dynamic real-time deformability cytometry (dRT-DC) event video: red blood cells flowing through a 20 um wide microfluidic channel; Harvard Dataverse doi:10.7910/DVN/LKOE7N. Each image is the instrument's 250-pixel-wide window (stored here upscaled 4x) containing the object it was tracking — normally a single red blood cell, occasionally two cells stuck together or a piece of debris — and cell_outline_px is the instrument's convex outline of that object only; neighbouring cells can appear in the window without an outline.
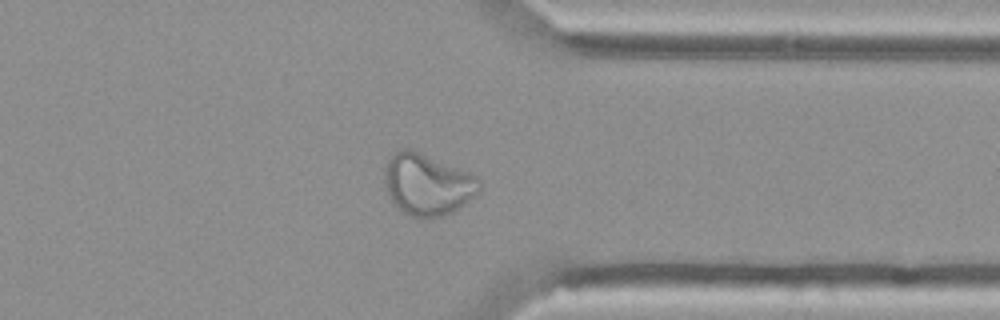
{"species": "Egyptian fruit bat (a non-hibernating species)", "species_latin": "Rousettus aegyptiacus", "temperature_condition": "cold", "stored_images_in_passage": 42, "camera_frame_rate_fps": 3000, "um_per_image_px": 0.085, "animal": {"sex": "female"}, "frame": {"image": 1, "passage_image": 30, "time_ms": 9.667, "image_size_px": [1000, 320], "cell_outline_px": [[480, 192], [464, 204], [452, 212], [444, 216], [412, 216], [404, 212], [392, 200], [384, 184], [384, 168], [388, 160], [400, 148], [408, 148], [468, 172], [480, 180]], "centroid_in_image_um": [36.33, 15.67], "position_along_channel_um": 375.1, "area_um2": 33.29}}